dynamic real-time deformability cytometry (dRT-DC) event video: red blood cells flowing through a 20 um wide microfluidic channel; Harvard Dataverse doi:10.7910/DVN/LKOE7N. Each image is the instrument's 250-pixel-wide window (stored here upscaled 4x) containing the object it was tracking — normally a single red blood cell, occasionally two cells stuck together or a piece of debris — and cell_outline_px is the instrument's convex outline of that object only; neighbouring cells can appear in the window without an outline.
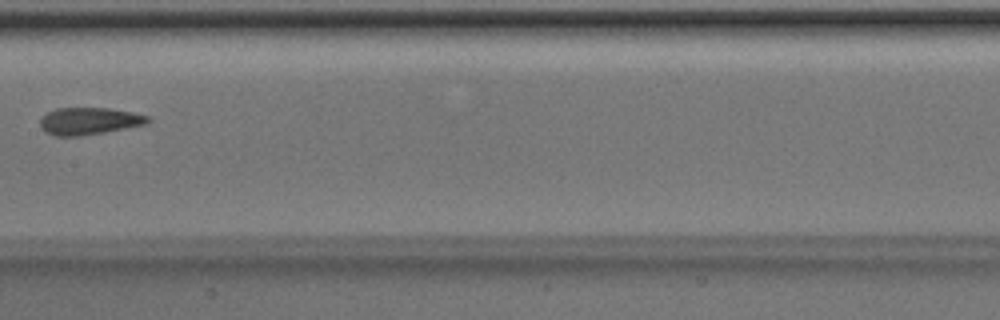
{"species": "Egyptian fruit bat (a non-hibernating species)", "species_latin": "Rousettus aegyptiacus", "temperature_condition": "room temperature", "stored_images_in_passage": 6, "camera_frame_rate_fps": 3000, "um_per_image_px": 0.085, "animal": {"sex": "male"}, "frame": {"image": 1, "passage_image": 6, "time_ms": 1.667, "image_size_px": [1000, 320], "cell_outline_px": [[152, 120], [148, 124], [84, 136], [56, 136], [44, 132], [40, 128], [40, 120], [48, 112], [56, 108], [108, 108], [132, 112], [148, 116]], "centroid_in_image_um": [7.59, 10.3], "position_along_channel_um": 199.8, "area_um2": 17.22}}